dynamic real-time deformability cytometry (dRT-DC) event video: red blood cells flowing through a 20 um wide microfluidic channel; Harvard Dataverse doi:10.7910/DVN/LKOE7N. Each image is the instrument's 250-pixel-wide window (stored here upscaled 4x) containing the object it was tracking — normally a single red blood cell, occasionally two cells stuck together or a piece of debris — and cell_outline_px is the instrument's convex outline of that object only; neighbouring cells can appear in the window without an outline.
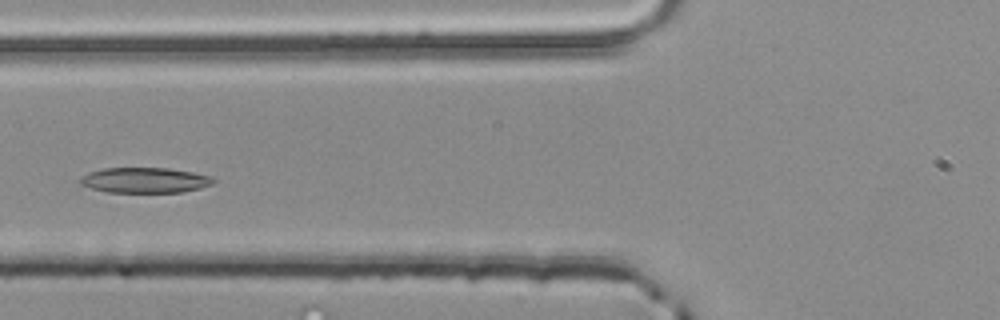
{"species": "common noctule bat (a hibernating species)", "species_latin": "Nyctalus noctula", "temperature_condition": "room temperature", "stored_images_in_passage": 4, "camera_frame_rate_fps": 3000, "um_per_image_px": 0.085, "animal": {"sex": "male", "body_mass_g": 20.4}, "frame": {"image": 1, "passage_image": 4, "time_ms": 1.0, "image_size_px": [1000, 320], "cell_outline_px": [[216, 180], [212, 184], [200, 188], [180, 192], [108, 192], [92, 188], [80, 184], [80, 180], [88, 172], [104, 168], [168, 168], [192, 172], [212, 176]], "centroid_in_image_um": [12.34, 15.31], "position_along_channel_um": 113.5, "area_um2": 19.54}}